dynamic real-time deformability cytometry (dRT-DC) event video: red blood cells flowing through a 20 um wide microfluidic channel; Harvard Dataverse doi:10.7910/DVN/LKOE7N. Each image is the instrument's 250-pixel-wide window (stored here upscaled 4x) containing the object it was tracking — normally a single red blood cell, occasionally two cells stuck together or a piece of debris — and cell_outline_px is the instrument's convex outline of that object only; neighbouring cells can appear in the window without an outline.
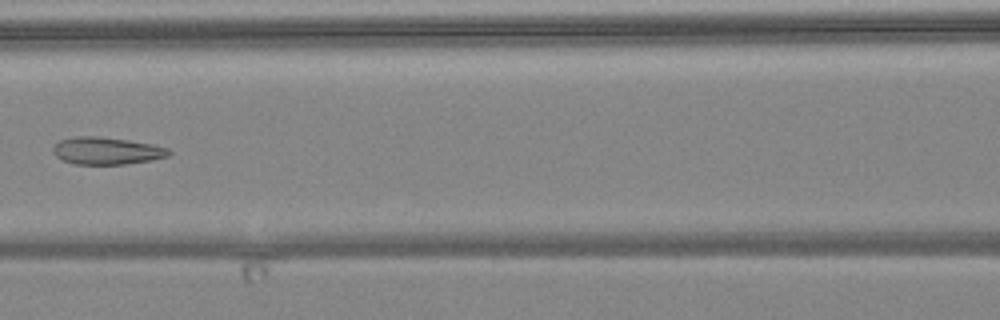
{"species": "common noctule bat (a hibernating species)", "species_latin": "Nyctalus noctula", "temperature_condition": "warm", "stored_images_in_passage": 5, "camera_frame_rate_fps": 3000, "um_per_image_px": 0.085, "animal": {"sex": "female", "body_mass_g": 24.6, "forearm_length_mm": 56.2}, "frame": {"image": 1, "passage_image": 5, "time_ms": 5.667, "image_size_px": [1000, 320], "cell_outline_px": [[172, 152], [168, 156], [152, 160], [128, 164], [76, 164], [64, 160], [56, 156], [52, 148], [60, 140], [76, 136], [96, 136], [128, 140], [152, 144], [168, 148]], "centroid_in_image_um": [9.1, 12.82], "position_along_channel_um": 157.5, "area_um2": 18.32}}